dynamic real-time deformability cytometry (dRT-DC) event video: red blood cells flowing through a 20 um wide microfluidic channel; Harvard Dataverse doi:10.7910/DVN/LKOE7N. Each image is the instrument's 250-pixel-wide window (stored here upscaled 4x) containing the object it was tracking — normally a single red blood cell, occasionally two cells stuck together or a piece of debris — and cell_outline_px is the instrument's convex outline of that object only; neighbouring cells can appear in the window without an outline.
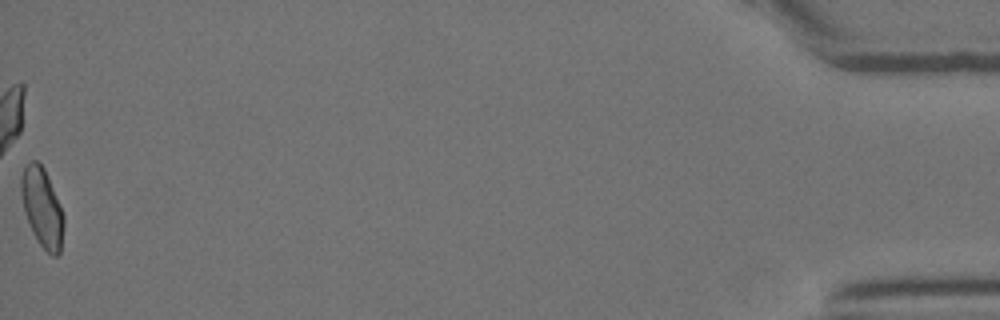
{"species": "Egyptian fruit bat (a non-hibernating species)", "species_latin": "Rousettus aegyptiacus", "temperature_condition": "room temperature", "stored_images_in_passage": 46, "camera_frame_rate_fps": 3000, "um_per_image_px": 0.085, "animal": {"sex": "female"}, "frame": {"image": 1, "passage_image": 46, "time_ms": 15.0, "image_size_px": [1000, 320], "cell_outline_px": [[64, 224], [60, 252], [56, 256], [52, 256], [40, 244], [32, 232], [24, 212], [20, 192], [20, 176], [24, 168], [32, 160], [36, 160], [44, 168], [60, 204], [64, 216]], "centroid_in_image_um": [3.57, 17.64], "position_along_channel_um": 431.6, "area_um2": 19.59}}